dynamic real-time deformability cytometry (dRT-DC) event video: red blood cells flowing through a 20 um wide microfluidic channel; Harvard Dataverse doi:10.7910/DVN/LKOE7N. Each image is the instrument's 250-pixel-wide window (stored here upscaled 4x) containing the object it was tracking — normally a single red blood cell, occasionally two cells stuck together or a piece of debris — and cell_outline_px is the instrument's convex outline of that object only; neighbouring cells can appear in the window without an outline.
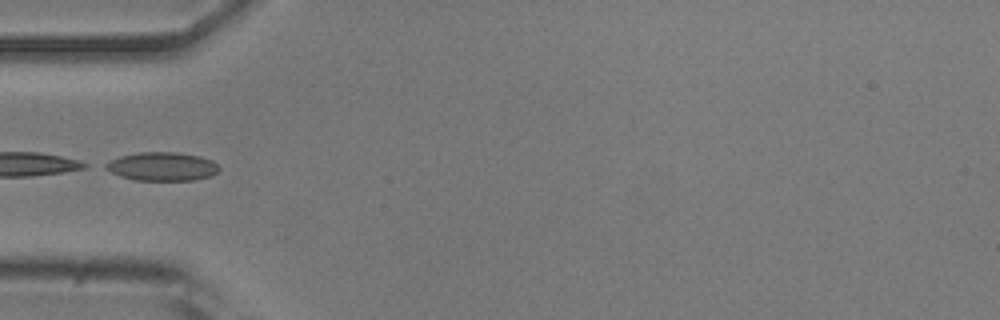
{"species": "common noctule bat (a hibernating species)", "species_latin": "Nyctalus noctula", "temperature_condition": "room temperature", "stored_images_in_passage": 36, "camera_frame_rate_fps": 3000, "um_per_image_px": 0.085, "animal": {"sex": "male", "body_mass_g": 20.5, "forearm_length_mm": 52.5}, "frame": {"image": 1, "passage_image": 1, "time_ms": 0.0, "image_size_px": [1000, 320], "cell_outline_px": [[220, 168], [212, 176], [192, 180], [136, 180], [120, 176], [104, 168], [104, 164], [120, 156], [140, 152], [176, 152], [200, 156], [212, 160]], "centroid_in_image_um": [13.79, 14.15], "position_along_channel_um": 71.2, "area_um2": 18.79}}